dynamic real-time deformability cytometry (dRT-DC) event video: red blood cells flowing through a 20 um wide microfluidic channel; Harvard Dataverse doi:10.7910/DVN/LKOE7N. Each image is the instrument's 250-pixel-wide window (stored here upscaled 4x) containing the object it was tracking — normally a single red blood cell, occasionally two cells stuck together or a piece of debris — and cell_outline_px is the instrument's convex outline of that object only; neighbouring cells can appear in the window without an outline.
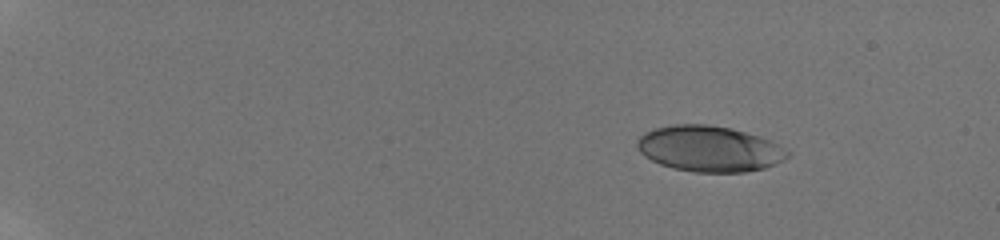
{"species": "human", "species_latin": "Homo sapiens", "temperature_condition": "room temperature", "stored_images_in_passage": 48, "camera_frame_rate_fps": 3000, "um_per_image_px": 0.085, "donor": {"sex": "male"}, "frame": {"image": 1, "passage_image": 1, "time_ms": 0.0, "image_size_px": [1000, 240], "cell_outline_px": [[788, 156], [784, 160], [776, 164], [764, 168], [744, 172], [696, 172], [672, 168], [660, 164], [644, 156], [640, 152], [636, 144], [636, 140], [644, 132], [656, 128], [676, 124], [708, 124], [728, 128], [744, 132], [768, 140], [776, 144], [788, 152]], "centroid_in_image_um": [60.24, 12.65], "position_along_channel_um": 24.8, "area_um2": 39.77}}
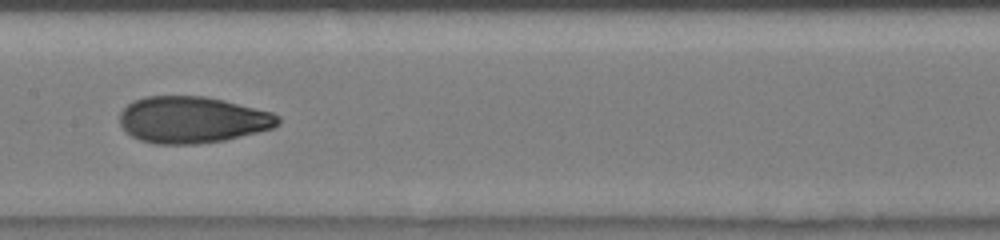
{"frame": {"image": 2, "passage_image": 25, "time_ms": 8.0, "image_size_px": [1000, 240], "cell_outline_px": [[280, 124], [272, 128], [224, 140], [196, 144], [152, 144], [140, 140], [132, 136], [120, 124], [120, 112], [128, 104], [144, 96], [204, 96], [224, 100], [272, 112], [280, 116]], "centroid_in_image_um": [16.35, 10.18], "position_along_channel_um": 191.1, "area_um2": 42.89}}
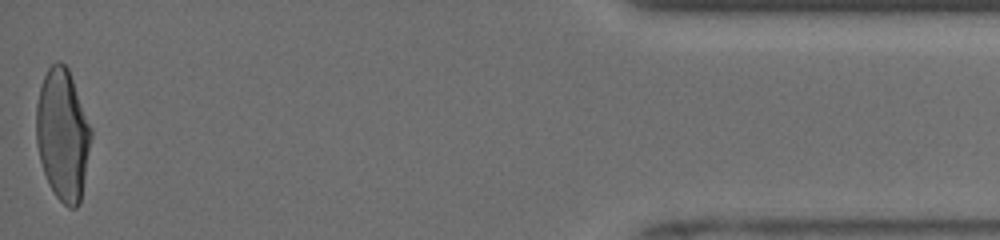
{"frame": {"image": 3, "passage_image": 48, "time_ms": 15.667, "image_size_px": [1000, 240], "cell_outline_px": [[92, 136], [80, 204], [76, 208], [68, 208], [56, 196], [48, 184], [40, 160], [36, 144], [36, 104], [40, 88], [44, 76], [48, 68], [56, 60], [60, 60], [68, 68], [92, 128]], "centroid_in_image_um": [5.33, 11.45], "position_along_channel_um": 429.9, "area_um2": 42.19}, "authors_computed_cell_mechanics": {"area_um2": 41.8761, "velocity_mm_per_s": 3.9529, "shape_relaxation_time_tau1_ms": 6.5104, "shape_relaxation_time_tau2_ms": 0.9083, "deformation_change_tau1": 0.2216, "deformation_change_tau2": 0.0634}}